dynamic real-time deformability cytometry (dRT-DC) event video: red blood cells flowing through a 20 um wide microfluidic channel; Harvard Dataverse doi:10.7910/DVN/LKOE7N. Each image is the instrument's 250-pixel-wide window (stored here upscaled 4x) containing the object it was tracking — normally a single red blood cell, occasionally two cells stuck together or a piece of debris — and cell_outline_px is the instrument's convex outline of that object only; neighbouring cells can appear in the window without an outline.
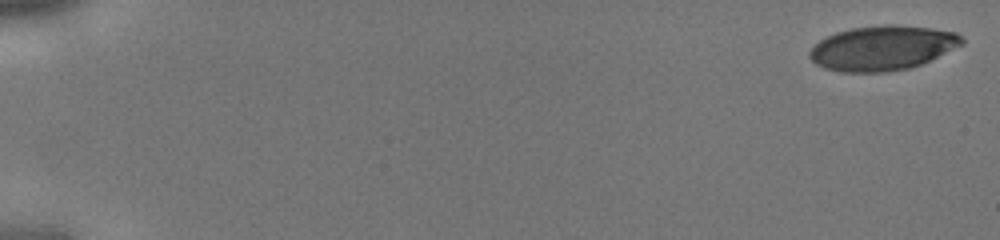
{"species": "human", "species_latin": "Homo sapiens", "temperature_condition": "cold", "stored_images_in_passage": 30, "camera_frame_rate_fps": 3000, "um_per_image_px": 0.085, "donor": {"sex": "male"}, "frame": {"image": 1, "passage_image": 1, "time_ms": 0.0, "image_size_px": [1000, 240], "cell_outline_px": [[964, 44], [920, 64], [908, 68], [888, 72], [844, 72], [824, 68], [816, 64], [808, 56], [808, 52], [820, 40], [836, 32], [852, 28], [888, 24], [896, 24], [932, 28], [956, 32], [964, 36]], "centroid_in_image_um": [75.02, 4.07], "position_along_channel_um": 10.0, "area_um2": 39.59}}
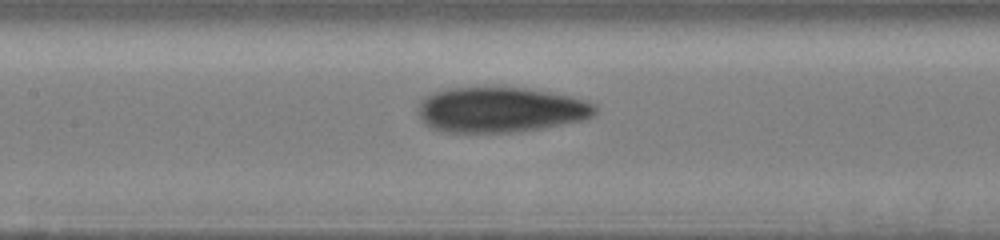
{"frame": {"image": 2, "passage_image": 18, "time_ms": 5.667, "image_size_px": [1000, 240], "cell_outline_px": [[596, 112], [592, 116], [584, 120], [540, 128], [508, 132], [440, 132], [428, 128], [420, 120], [416, 112], [416, 108], [420, 100], [432, 92], [444, 88], [504, 84], [552, 92], [588, 100], [596, 104]], "centroid_in_image_um": [42.46, 9.28], "position_along_channel_um": 164.9, "area_um2": 48.44}}
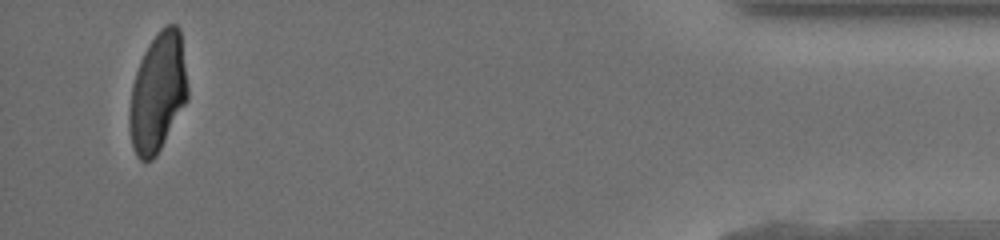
{"frame": {"image": 3, "passage_image": 30, "time_ms": 9.667, "image_size_px": [1000, 240], "cell_outline_px": [[188, 100], [156, 156], [152, 160], [140, 160], [136, 156], [132, 148], [128, 128], [128, 112], [132, 84], [140, 60], [148, 44], [160, 28], [168, 24], [176, 24], [180, 28], [188, 88]], "centroid_in_image_um": [13.39, 7.88], "position_along_channel_um": 421.8, "area_um2": 40.86}}